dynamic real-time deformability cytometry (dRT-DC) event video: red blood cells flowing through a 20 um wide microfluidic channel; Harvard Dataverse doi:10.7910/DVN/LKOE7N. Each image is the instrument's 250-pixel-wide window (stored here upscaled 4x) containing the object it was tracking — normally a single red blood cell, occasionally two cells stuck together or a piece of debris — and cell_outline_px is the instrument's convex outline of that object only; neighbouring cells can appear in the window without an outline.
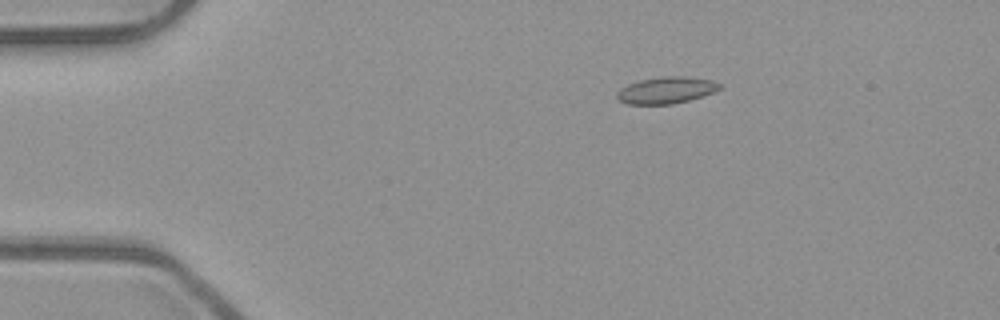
{"species": "common noctule bat (a hibernating species)", "species_latin": "Nyctalus noctula", "temperature_condition": "room temperature", "stored_images_in_passage": 44, "camera_frame_rate_fps": 3000, "um_per_image_px": 0.085, "animal": {"sex": "male", "body_mass_g": 23.1, "forearm_length_mm": 52.7}, "frame": {"image": 1, "passage_image": 1, "time_ms": 0.0, "image_size_px": [1000, 320], "cell_outline_px": [[720, 88], [712, 92], [688, 100], [672, 104], [628, 104], [620, 100], [616, 96], [616, 92], [620, 88], [628, 84], [640, 80], [664, 76], [684, 76], [712, 80], [720, 84]], "centroid_in_image_um": [56.59, 7.66], "position_along_channel_um": 28.4, "area_um2": 15.72}}
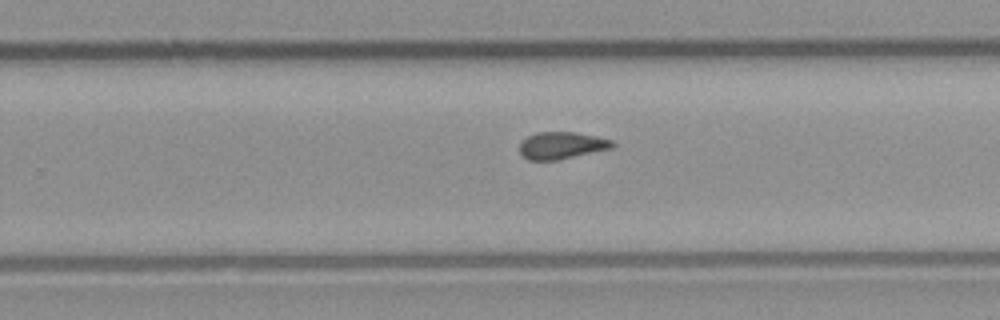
{"frame": {"image": 2, "passage_image": 25, "time_ms": 8.0, "image_size_px": [1000, 320], "cell_outline_px": [[616, 144], [612, 148], [556, 160], [528, 160], [520, 152], [520, 144], [528, 136], [536, 132], [576, 132], [596, 136], [612, 140]], "centroid_in_image_um": [47.75, 12.35], "position_along_channel_um": 282.0, "area_um2": 14.51}}
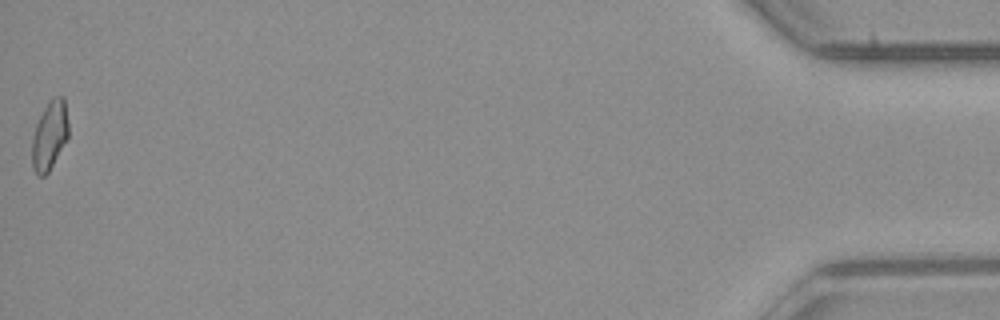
{"frame": {"image": 3, "passage_image": 44, "time_ms": 14.333, "image_size_px": [1000, 320], "cell_outline_px": [[68, 136], [48, 172], [44, 176], [36, 176], [32, 168], [32, 136], [36, 124], [44, 108], [52, 96], [64, 96], [68, 120]], "centroid_in_image_um": [4.2, 11.5], "position_along_channel_um": 431.0, "area_um2": 14.62}, "authors_computed_cell_mechanics": {"area_um2": 14.8257, "velocity_mm_per_s": 3.9592, "shape_relaxation_time_tau1_ms": null, "shape_relaxation_time_tau2_ms": 1.7294, "deformation_change_tau1": null, "deformation_change_tau2": 0.0677}}